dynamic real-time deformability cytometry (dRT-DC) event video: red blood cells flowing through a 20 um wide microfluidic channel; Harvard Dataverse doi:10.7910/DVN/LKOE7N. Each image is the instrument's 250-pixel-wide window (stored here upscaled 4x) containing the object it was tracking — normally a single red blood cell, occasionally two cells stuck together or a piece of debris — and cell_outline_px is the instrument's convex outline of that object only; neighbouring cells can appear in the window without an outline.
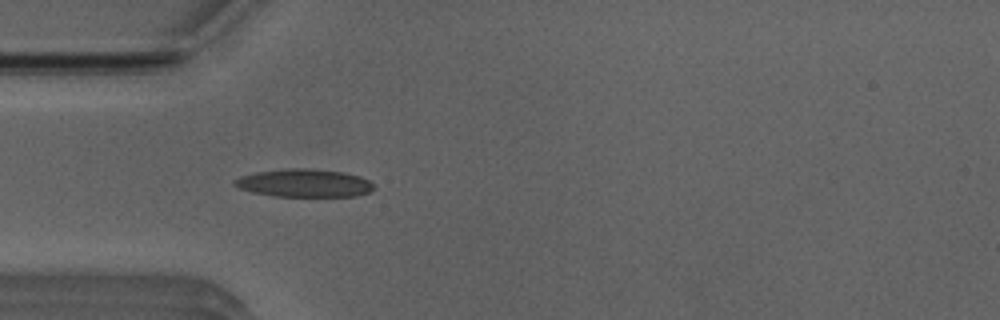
{"species": "Egyptian fruit bat (a non-hibernating species)", "species_latin": "Rousettus aegyptiacus", "temperature_condition": "room temperature", "stored_images_in_passage": 43, "camera_frame_rate_fps": 3000, "um_per_image_px": 0.085, "animal": {"sex": "male"}, "frame": {"image": 1, "passage_image": 14, "time_ms": 4.333, "image_size_px": [1000, 320], "cell_outline_px": [[376, 188], [368, 192], [356, 196], [272, 196], [252, 192], [240, 188], [232, 184], [232, 180], [240, 176], [256, 172], [284, 168], [312, 168], [344, 172], [360, 176], [368, 180]], "centroid_in_image_um": [25.83, 15.55], "position_along_channel_um": 59.2, "area_um2": 22.89}}
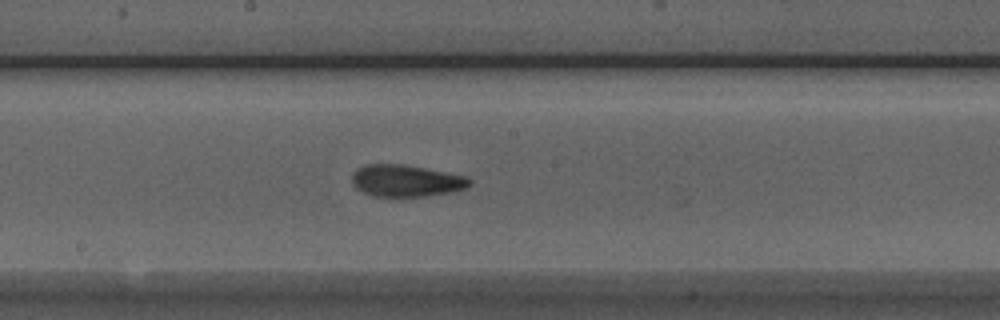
{"frame": {"image": 2, "passage_image": 26, "time_ms": 8.333, "image_size_px": [1000, 320], "cell_outline_px": [[472, 184], [468, 188], [452, 192], [428, 196], [372, 196], [356, 188], [352, 184], [352, 172], [356, 168], [364, 164], [400, 164], [424, 168], [464, 176], [472, 180]], "centroid_in_image_um": [34.5, 15.36], "position_along_channel_um": 213.7, "area_um2": 21.91}}
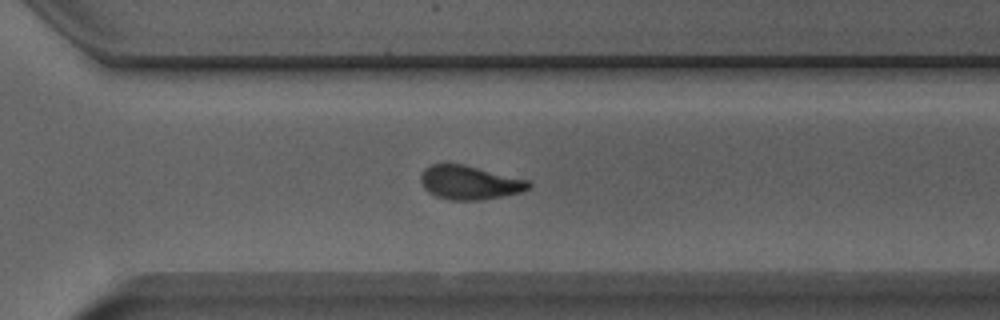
{"frame": {"image": 3, "passage_image": 35, "time_ms": 11.333, "image_size_px": [1000, 320], "cell_outline_px": [[532, 184], [528, 188], [520, 192], [484, 200], [452, 200], [436, 196], [428, 192], [424, 188], [420, 180], [420, 172], [424, 168], [432, 164], [464, 164], [528, 180]], "centroid_in_image_um": [39.87, 15.51], "position_along_channel_um": 330.7, "area_um2": 21.27}, "authors_computed_cell_mechanics": {"area_um2": 21.5016, "velocity_mm_per_s": 3.9097, "shape_relaxation_time_tau1_ms": 8.974, "shape_relaxation_time_tau2_ms": 1.9822, "deformation_change_tau1": 0.2235, "deformation_change_tau2": 0.0854}}